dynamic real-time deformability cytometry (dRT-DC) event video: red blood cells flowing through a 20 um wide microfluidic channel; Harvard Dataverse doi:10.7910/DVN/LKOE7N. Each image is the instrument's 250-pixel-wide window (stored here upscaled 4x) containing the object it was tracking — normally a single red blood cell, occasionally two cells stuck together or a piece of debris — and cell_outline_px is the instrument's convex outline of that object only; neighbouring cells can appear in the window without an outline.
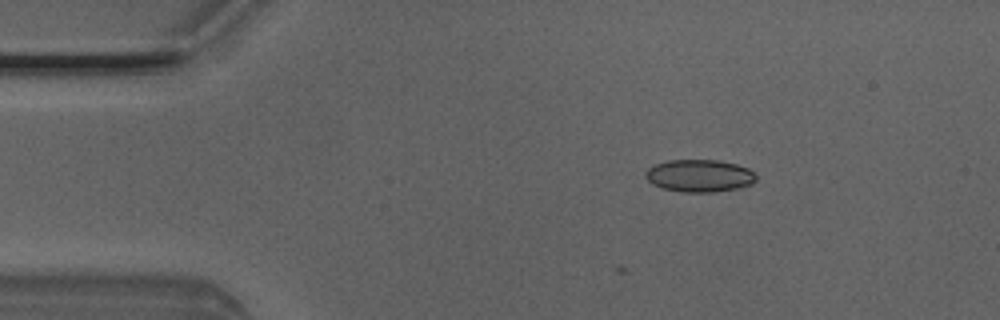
{"species": "Egyptian fruit bat (a non-hibernating species)", "species_latin": "Rousettus aegyptiacus", "temperature_condition": "room temperature", "stored_images_in_passage": 2, "camera_frame_rate_fps": 3000, "um_per_image_px": 0.085, "animal": {"sex": "male"}, "frame": {"image": 1, "passage_image": 1, "time_ms": 0.0, "image_size_px": [1000, 320], "cell_outline_px": [[756, 180], [752, 184], [740, 188], [712, 192], [680, 192], [660, 188], [652, 184], [644, 176], [644, 172], [648, 168], [656, 164], [668, 160], [716, 160], [736, 164], [748, 168], [756, 176]], "centroid_in_image_um": [59.42, 14.95], "position_along_channel_um": 25.6, "area_um2": 21.04}}